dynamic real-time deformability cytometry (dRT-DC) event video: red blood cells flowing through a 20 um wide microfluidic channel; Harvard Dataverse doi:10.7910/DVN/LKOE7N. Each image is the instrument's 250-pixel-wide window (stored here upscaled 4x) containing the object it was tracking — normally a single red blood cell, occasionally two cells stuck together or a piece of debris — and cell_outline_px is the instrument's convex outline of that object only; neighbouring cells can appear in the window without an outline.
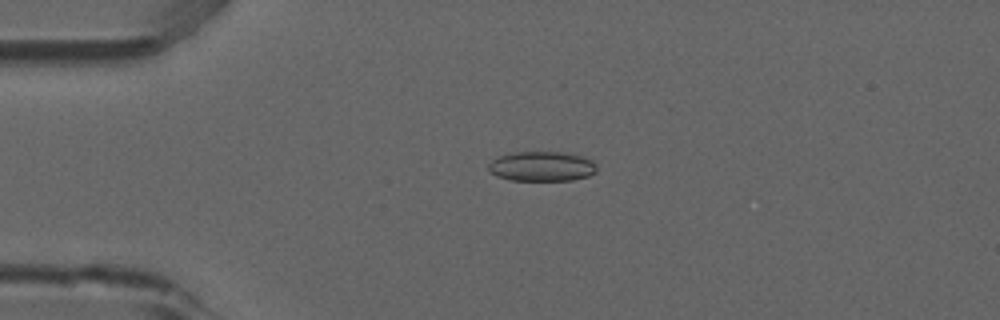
{"species": "common noctule bat (a hibernating species)", "species_latin": "Nyctalus noctula", "temperature_condition": "room temperature", "stored_images_in_passage": 54, "camera_frame_rate_fps": 3000, "um_per_image_px": 0.085, "animal": {"sex": "male", "forearm_length_mm": 52.5}, "frame": {"image": 1, "passage_image": 13, "time_ms": 4.0, "image_size_px": [1000, 320], "cell_outline_px": [[596, 172], [588, 176], [572, 180], [512, 180], [496, 176], [488, 168], [488, 164], [492, 160], [500, 156], [512, 152], [564, 152], [584, 156], [592, 160], [596, 164]], "centroid_in_image_um": [46.08, 14.13], "position_along_channel_um": 38.9, "area_um2": 18.84}}
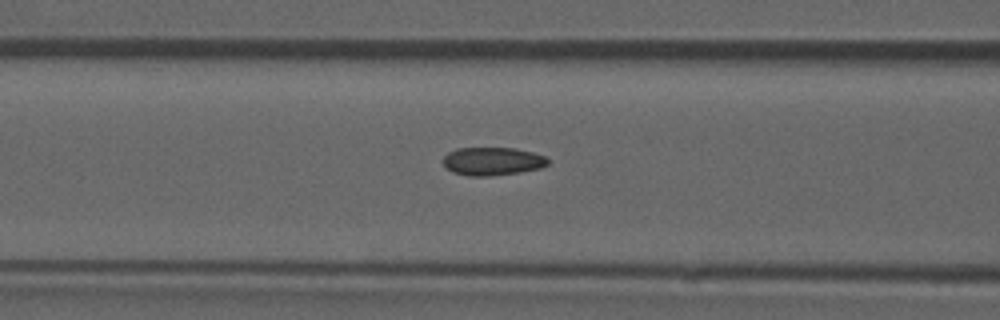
{"frame": {"image": 2, "passage_image": 22, "time_ms": 7.0, "image_size_px": [1000, 320], "cell_outline_px": [[548, 164], [540, 168], [520, 172], [488, 176], [468, 176], [452, 172], [444, 164], [444, 156], [448, 152], [456, 148], [516, 148], [532, 152], [544, 156], [548, 160]], "centroid_in_image_um": [41.85, 13.7], "position_along_channel_um": 124.8, "area_um2": 17.11}}
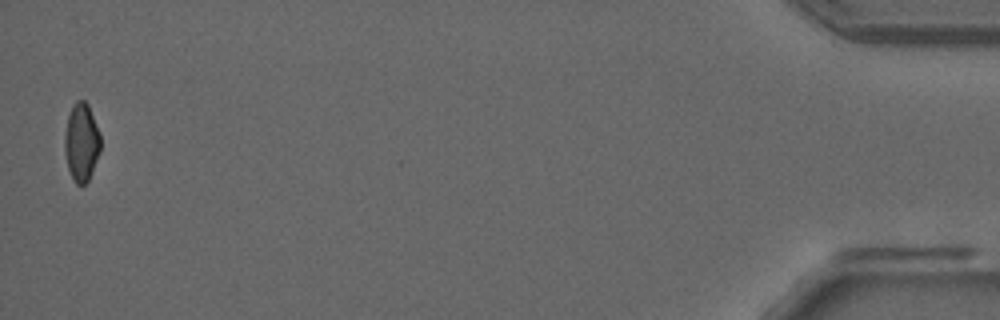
{"frame": {"image": 3, "passage_image": 53, "time_ms": 17.333, "image_size_px": [1000, 320], "cell_outline_px": [[100, 152], [92, 172], [88, 180], [84, 184], [76, 184], [68, 168], [64, 152], [64, 136], [68, 116], [76, 100], [84, 100], [88, 104], [100, 132]], "centroid_in_image_um": [6.93, 12.08], "position_along_channel_um": 428.3, "area_um2": 16.3}, "authors_computed_cell_mechanics": {"area_um2": 17.34, "velocity_mm_per_s": 3.8682, "shape_relaxation_time_tau1_ms": null, "shape_relaxation_time_tau2_ms": 2.1047, "deformation_change_tau1": null, "deformation_change_tau2": 0.0849}}